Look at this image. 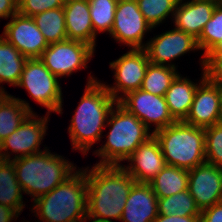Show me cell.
I'll return each instance as SVG.
<instances>
[{
  "label": "cell",
  "instance_id": "cell-1",
  "mask_svg": "<svg viewBox=\"0 0 222 222\" xmlns=\"http://www.w3.org/2000/svg\"><path fill=\"white\" fill-rule=\"evenodd\" d=\"M86 167L87 219L97 222L121 220L135 179L122 165Z\"/></svg>",
  "mask_w": 222,
  "mask_h": 222
},
{
  "label": "cell",
  "instance_id": "cell-2",
  "mask_svg": "<svg viewBox=\"0 0 222 222\" xmlns=\"http://www.w3.org/2000/svg\"><path fill=\"white\" fill-rule=\"evenodd\" d=\"M88 77L85 92L67 128L73 150H79L84 155L93 144L101 141L109 113L117 102L104 83L93 76Z\"/></svg>",
  "mask_w": 222,
  "mask_h": 222
},
{
  "label": "cell",
  "instance_id": "cell-3",
  "mask_svg": "<svg viewBox=\"0 0 222 222\" xmlns=\"http://www.w3.org/2000/svg\"><path fill=\"white\" fill-rule=\"evenodd\" d=\"M31 210L36 213L34 216H40V222H82L86 219V168H78L66 181L36 198Z\"/></svg>",
  "mask_w": 222,
  "mask_h": 222
},
{
  "label": "cell",
  "instance_id": "cell-4",
  "mask_svg": "<svg viewBox=\"0 0 222 222\" xmlns=\"http://www.w3.org/2000/svg\"><path fill=\"white\" fill-rule=\"evenodd\" d=\"M46 148L43 152L11 160L22 192L33 196V201L66 181L77 169L63 156Z\"/></svg>",
  "mask_w": 222,
  "mask_h": 222
},
{
  "label": "cell",
  "instance_id": "cell-5",
  "mask_svg": "<svg viewBox=\"0 0 222 222\" xmlns=\"http://www.w3.org/2000/svg\"><path fill=\"white\" fill-rule=\"evenodd\" d=\"M114 107L106 123L110 129L107 141L94 153L102 158L96 165H121L120 162L127 160L141 144L153 136L151 130L119 102Z\"/></svg>",
  "mask_w": 222,
  "mask_h": 222
},
{
  "label": "cell",
  "instance_id": "cell-6",
  "mask_svg": "<svg viewBox=\"0 0 222 222\" xmlns=\"http://www.w3.org/2000/svg\"><path fill=\"white\" fill-rule=\"evenodd\" d=\"M167 165L191 170L206 163L205 128L176 121L153 133Z\"/></svg>",
  "mask_w": 222,
  "mask_h": 222
},
{
  "label": "cell",
  "instance_id": "cell-7",
  "mask_svg": "<svg viewBox=\"0 0 222 222\" xmlns=\"http://www.w3.org/2000/svg\"><path fill=\"white\" fill-rule=\"evenodd\" d=\"M59 78L53 75L39 58L27 59L18 87H23L47 113L62 112V90Z\"/></svg>",
  "mask_w": 222,
  "mask_h": 222
},
{
  "label": "cell",
  "instance_id": "cell-8",
  "mask_svg": "<svg viewBox=\"0 0 222 222\" xmlns=\"http://www.w3.org/2000/svg\"><path fill=\"white\" fill-rule=\"evenodd\" d=\"M94 51L95 49L87 43L65 40L49 44L39 59L53 75L60 78L87 68Z\"/></svg>",
  "mask_w": 222,
  "mask_h": 222
},
{
  "label": "cell",
  "instance_id": "cell-9",
  "mask_svg": "<svg viewBox=\"0 0 222 222\" xmlns=\"http://www.w3.org/2000/svg\"><path fill=\"white\" fill-rule=\"evenodd\" d=\"M149 63L145 49H129L117 60L110 62V68L115 73V85L109 87L105 83V87L117 102L128 92L141 88Z\"/></svg>",
  "mask_w": 222,
  "mask_h": 222
},
{
  "label": "cell",
  "instance_id": "cell-10",
  "mask_svg": "<svg viewBox=\"0 0 222 222\" xmlns=\"http://www.w3.org/2000/svg\"><path fill=\"white\" fill-rule=\"evenodd\" d=\"M152 30L141 13L136 0H118L110 36L130 49H145L143 38Z\"/></svg>",
  "mask_w": 222,
  "mask_h": 222
},
{
  "label": "cell",
  "instance_id": "cell-11",
  "mask_svg": "<svg viewBox=\"0 0 222 222\" xmlns=\"http://www.w3.org/2000/svg\"><path fill=\"white\" fill-rule=\"evenodd\" d=\"M48 116L47 113L46 116L38 118L37 114L31 113L11 135L0 143L2 160H11L43 152L40 145L48 129L46 126L48 125ZM9 149L17 155L15 154L11 158Z\"/></svg>",
  "mask_w": 222,
  "mask_h": 222
},
{
  "label": "cell",
  "instance_id": "cell-12",
  "mask_svg": "<svg viewBox=\"0 0 222 222\" xmlns=\"http://www.w3.org/2000/svg\"><path fill=\"white\" fill-rule=\"evenodd\" d=\"M118 102L141 120L149 130L152 124L155 125L152 133L176 122L163 96L138 89L128 92Z\"/></svg>",
  "mask_w": 222,
  "mask_h": 222
},
{
  "label": "cell",
  "instance_id": "cell-13",
  "mask_svg": "<svg viewBox=\"0 0 222 222\" xmlns=\"http://www.w3.org/2000/svg\"><path fill=\"white\" fill-rule=\"evenodd\" d=\"M202 71V79L195 91L190 111L183 122L206 128L222 122V104L220 87L206 77L204 68Z\"/></svg>",
  "mask_w": 222,
  "mask_h": 222
},
{
  "label": "cell",
  "instance_id": "cell-14",
  "mask_svg": "<svg viewBox=\"0 0 222 222\" xmlns=\"http://www.w3.org/2000/svg\"><path fill=\"white\" fill-rule=\"evenodd\" d=\"M10 19L1 36L27 59L40 58L49 44L33 18L17 13Z\"/></svg>",
  "mask_w": 222,
  "mask_h": 222
},
{
  "label": "cell",
  "instance_id": "cell-15",
  "mask_svg": "<svg viewBox=\"0 0 222 222\" xmlns=\"http://www.w3.org/2000/svg\"><path fill=\"white\" fill-rule=\"evenodd\" d=\"M197 49L199 50L197 39L177 28L154 36L145 47L150 63L174 68L177 66L170 61Z\"/></svg>",
  "mask_w": 222,
  "mask_h": 222
},
{
  "label": "cell",
  "instance_id": "cell-16",
  "mask_svg": "<svg viewBox=\"0 0 222 222\" xmlns=\"http://www.w3.org/2000/svg\"><path fill=\"white\" fill-rule=\"evenodd\" d=\"M188 190L200 211L222 201V169L204 163L189 170Z\"/></svg>",
  "mask_w": 222,
  "mask_h": 222
},
{
  "label": "cell",
  "instance_id": "cell-17",
  "mask_svg": "<svg viewBox=\"0 0 222 222\" xmlns=\"http://www.w3.org/2000/svg\"><path fill=\"white\" fill-rule=\"evenodd\" d=\"M126 161L131 162L130 165L122 167L137 183H149L167 165L154 135L141 144Z\"/></svg>",
  "mask_w": 222,
  "mask_h": 222
},
{
  "label": "cell",
  "instance_id": "cell-18",
  "mask_svg": "<svg viewBox=\"0 0 222 222\" xmlns=\"http://www.w3.org/2000/svg\"><path fill=\"white\" fill-rule=\"evenodd\" d=\"M218 2V0H189L187 2L179 0L172 20L175 28L198 39L204 26L211 19Z\"/></svg>",
  "mask_w": 222,
  "mask_h": 222
},
{
  "label": "cell",
  "instance_id": "cell-19",
  "mask_svg": "<svg viewBox=\"0 0 222 222\" xmlns=\"http://www.w3.org/2000/svg\"><path fill=\"white\" fill-rule=\"evenodd\" d=\"M158 198L149 183L135 182L123 210V222H153L158 216Z\"/></svg>",
  "mask_w": 222,
  "mask_h": 222
},
{
  "label": "cell",
  "instance_id": "cell-20",
  "mask_svg": "<svg viewBox=\"0 0 222 222\" xmlns=\"http://www.w3.org/2000/svg\"><path fill=\"white\" fill-rule=\"evenodd\" d=\"M63 9L68 40L81 41L95 49L97 35L93 31L88 0H65Z\"/></svg>",
  "mask_w": 222,
  "mask_h": 222
},
{
  "label": "cell",
  "instance_id": "cell-21",
  "mask_svg": "<svg viewBox=\"0 0 222 222\" xmlns=\"http://www.w3.org/2000/svg\"><path fill=\"white\" fill-rule=\"evenodd\" d=\"M198 85L179 74L166 91L164 98L175 121L186 119Z\"/></svg>",
  "mask_w": 222,
  "mask_h": 222
},
{
  "label": "cell",
  "instance_id": "cell-22",
  "mask_svg": "<svg viewBox=\"0 0 222 222\" xmlns=\"http://www.w3.org/2000/svg\"><path fill=\"white\" fill-rule=\"evenodd\" d=\"M26 100L11 94L0 97V143L11 135L33 113Z\"/></svg>",
  "mask_w": 222,
  "mask_h": 222
},
{
  "label": "cell",
  "instance_id": "cell-23",
  "mask_svg": "<svg viewBox=\"0 0 222 222\" xmlns=\"http://www.w3.org/2000/svg\"><path fill=\"white\" fill-rule=\"evenodd\" d=\"M22 194L13 162L0 160V204L14 209L20 215L25 207Z\"/></svg>",
  "mask_w": 222,
  "mask_h": 222
},
{
  "label": "cell",
  "instance_id": "cell-24",
  "mask_svg": "<svg viewBox=\"0 0 222 222\" xmlns=\"http://www.w3.org/2000/svg\"><path fill=\"white\" fill-rule=\"evenodd\" d=\"M189 170L166 165L149 184L157 195L164 198L188 190Z\"/></svg>",
  "mask_w": 222,
  "mask_h": 222
},
{
  "label": "cell",
  "instance_id": "cell-25",
  "mask_svg": "<svg viewBox=\"0 0 222 222\" xmlns=\"http://www.w3.org/2000/svg\"><path fill=\"white\" fill-rule=\"evenodd\" d=\"M27 58L0 36V84L17 86Z\"/></svg>",
  "mask_w": 222,
  "mask_h": 222
},
{
  "label": "cell",
  "instance_id": "cell-26",
  "mask_svg": "<svg viewBox=\"0 0 222 222\" xmlns=\"http://www.w3.org/2000/svg\"><path fill=\"white\" fill-rule=\"evenodd\" d=\"M32 18L48 44L68 40L63 7L49 9Z\"/></svg>",
  "mask_w": 222,
  "mask_h": 222
},
{
  "label": "cell",
  "instance_id": "cell-27",
  "mask_svg": "<svg viewBox=\"0 0 222 222\" xmlns=\"http://www.w3.org/2000/svg\"><path fill=\"white\" fill-rule=\"evenodd\" d=\"M178 75L179 73L174 67L149 63L140 89L164 97Z\"/></svg>",
  "mask_w": 222,
  "mask_h": 222
},
{
  "label": "cell",
  "instance_id": "cell-28",
  "mask_svg": "<svg viewBox=\"0 0 222 222\" xmlns=\"http://www.w3.org/2000/svg\"><path fill=\"white\" fill-rule=\"evenodd\" d=\"M158 214L171 216H200L201 211L190 195L189 190L173 194L168 197L158 198Z\"/></svg>",
  "mask_w": 222,
  "mask_h": 222
},
{
  "label": "cell",
  "instance_id": "cell-29",
  "mask_svg": "<svg viewBox=\"0 0 222 222\" xmlns=\"http://www.w3.org/2000/svg\"><path fill=\"white\" fill-rule=\"evenodd\" d=\"M222 41V1L216 4L211 19L204 26L200 37L197 39L199 50L204 53L201 56V68H204V57Z\"/></svg>",
  "mask_w": 222,
  "mask_h": 222
},
{
  "label": "cell",
  "instance_id": "cell-30",
  "mask_svg": "<svg viewBox=\"0 0 222 222\" xmlns=\"http://www.w3.org/2000/svg\"><path fill=\"white\" fill-rule=\"evenodd\" d=\"M88 2L94 33L96 35L100 32L110 34L118 0H88Z\"/></svg>",
  "mask_w": 222,
  "mask_h": 222
},
{
  "label": "cell",
  "instance_id": "cell-31",
  "mask_svg": "<svg viewBox=\"0 0 222 222\" xmlns=\"http://www.w3.org/2000/svg\"><path fill=\"white\" fill-rule=\"evenodd\" d=\"M147 23L153 28L164 22L168 16L173 17L179 0H136Z\"/></svg>",
  "mask_w": 222,
  "mask_h": 222
},
{
  "label": "cell",
  "instance_id": "cell-32",
  "mask_svg": "<svg viewBox=\"0 0 222 222\" xmlns=\"http://www.w3.org/2000/svg\"><path fill=\"white\" fill-rule=\"evenodd\" d=\"M205 159L222 169V122L205 128Z\"/></svg>",
  "mask_w": 222,
  "mask_h": 222
},
{
  "label": "cell",
  "instance_id": "cell-33",
  "mask_svg": "<svg viewBox=\"0 0 222 222\" xmlns=\"http://www.w3.org/2000/svg\"><path fill=\"white\" fill-rule=\"evenodd\" d=\"M65 0H18V13L33 17L49 9L63 7Z\"/></svg>",
  "mask_w": 222,
  "mask_h": 222
},
{
  "label": "cell",
  "instance_id": "cell-34",
  "mask_svg": "<svg viewBox=\"0 0 222 222\" xmlns=\"http://www.w3.org/2000/svg\"><path fill=\"white\" fill-rule=\"evenodd\" d=\"M204 69L206 77L222 87V54H207L204 57Z\"/></svg>",
  "mask_w": 222,
  "mask_h": 222
},
{
  "label": "cell",
  "instance_id": "cell-35",
  "mask_svg": "<svg viewBox=\"0 0 222 222\" xmlns=\"http://www.w3.org/2000/svg\"><path fill=\"white\" fill-rule=\"evenodd\" d=\"M200 222H222V201L202 210Z\"/></svg>",
  "mask_w": 222,
  "mask_h": 222
},
{
  "label": "cell",
  "instance_id": "cell-36",
  "mask_svg": "<svg viewBox=\"0 0 222 222\" xmlns=\"http://www.w3.org/2000/svg\"><path fill=\"white\" fill-rule=\"evenodd\" d=\"M18 13V0H0V19H9Z\"/></svg>",
  "mask_w": 222,
  "mask_h": 222
},
{
  "label": "cell",
  "instance_id": "cell-37",
  "mask_svg": "<svg viewBox=\"0 0 222 222\" xmlns=\"http://www.w3.org/2000/svg\"><path fill=\"white\" fill-rule=\"evenodd\" d=\"M153 222H200V216L159 215Z\"/></svg>",
  "mask_w": 222,
  "mask_h": 222
},
{
  "label": "cell",
  "instance_id": "cell-38",
  "mask_svg": "<svg viewBox=\"0 0 222 222\" xmlns=\"http://www.w3.org/2000/svg\"><path fill=\"white\" fill-rule=\"evenodd\" d=\"M17 217L19 214L14 209L0 204V222H11Z\"/></svg>",
  "mask_w": 222,
  "mask_h": 222
},
{
  "label": "cell",
  "instance_id": "cell-39",
  "mask_svg": "<svg viewBox=\"0 0 222 222\" xmlns=\"http://www.w3.org/2000/svg\"><path fill=\"white\" fill-rule=\"evenodd\" d=\"M208 54H222V41L217 44Z\"/></svg>",
  "mask_w": 222,
  "mask_h": 222
},
{
  "label": "cell",
  "instance_id": "cell-40",
  "mask_svg": "<svg viewBox=\"0 0 222 222\" xmlns=\"http://www.w3.org/2000/svg\"><path fill=\"white\" fill-rule=\"evenodd\" d=\"M8 93L3 89L2 85L0 87V97H5Z\"/></svg>",
  "mask_w": 222,
  "mask_h": 222
},
{
  "label": "cell",
  "instance_id": "cell-41",
  "mask_svg": "<svg viewBox=\"0 0 222 222\" xmlns=\"http://www.w3.org/2000/svg\"><path fill=\"white\" fill-rule=\"evenodd\" d=\"M221 90V104H222V87H220Z\"/></svg>",
  "mask_w": 222,
  "mask_h": 222
},
{
  "label": "cell",
  "instance_id": "cell-42",
  "mask_svg": "<svg viewBox=\"0 0 222 222\" xmlns=\"http://www.w3.org/2000/svg\"><path fill=\"white\" fill-rule=\"evenodd\" d=\"M86 220H87V218L84 219L82 222H86ZM91 222H97V221H93V220H91Z\"/></svg>",
  "mask_w": 222,
  "mask_h": 222
},
{
  "label": "cell",
  "instance_id": "cell-43",
  "mask_svg": "<svg viewBox=\"0 0 222 222\" xmlns=\"http://www.w3.org/2000/svg\"><path fill=\"white\" fill-rule=\"evenodd\" d=\"M0 160H2V157H1V145H0Z\"/></svg>",
  "mask_w": 222,
  "mask_h": 222
}]
</instances>
